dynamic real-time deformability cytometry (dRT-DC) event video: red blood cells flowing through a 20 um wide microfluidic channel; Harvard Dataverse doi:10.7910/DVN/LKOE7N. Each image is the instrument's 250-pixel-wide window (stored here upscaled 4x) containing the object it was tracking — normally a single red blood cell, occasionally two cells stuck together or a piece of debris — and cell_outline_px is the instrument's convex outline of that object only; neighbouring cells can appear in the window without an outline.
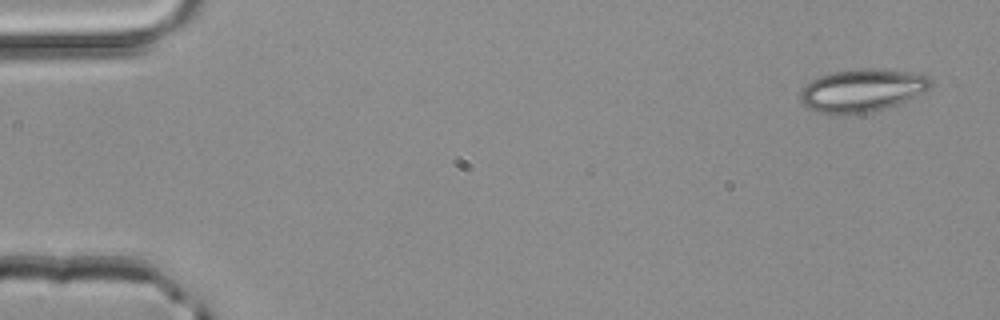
{"species": "common noctule bat (a hibernating species)", "species_latin": "Nyctalus noctula", "temperature_condition": "room temperature", "stored_images_in_passage": 4, "segment_of_instrument_passage": [1, 2], "camera_frame_rate_fps": 3000, "um_per_image_px": 0.085, "animal": {"sex": "male", "body_mass_g": 20.4}, "frame": {"image": 1, "passage_image": 1, "time_ms": 0.0, "image_size_px": [1000, 320], "cell_outline_px": [[932, 84], [928, 88], [896, 104], [884, 108], [868, 112], [844, 116], [836, 116], [816, 112], [808, 108], [800, 100], [800, 88], [804, 84], [820, 76], [832, 72], [860, 68], [872, 68], [908, 72], [928, 76], [932, 80]], "centroid_in_image_um": [73.17, 7.7], "position_along_channel_um": 11.8, "area_um2": 32.54}}